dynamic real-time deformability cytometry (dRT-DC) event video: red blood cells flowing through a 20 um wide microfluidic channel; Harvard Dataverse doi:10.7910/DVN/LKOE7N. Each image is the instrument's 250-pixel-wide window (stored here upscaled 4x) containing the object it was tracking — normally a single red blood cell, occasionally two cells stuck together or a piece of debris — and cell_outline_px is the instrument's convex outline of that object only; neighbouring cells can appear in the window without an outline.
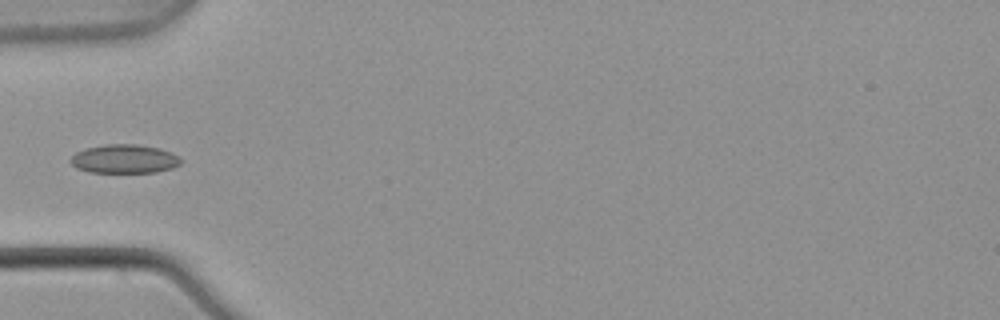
{"species": "common noctule bat (a hibernating species)", "species_latin": "Nyctalus noctula", "temperature_condition": "warm", "stored_images_in_passage": 7, "camera_frame_rate_fps": 3000, "um_per_image_px": 0.085, "animal": {"sex": "male", "body_mass_g": 21.5, "forearm_length_mm": 52.0}, "frame": {"image": 1, "passage_image": 7, "time_ms": 2.0, "image_size_px": [1000, 320], "cell_outline_px": [[184, 160], [180, 164], [172, 168], [156, 172], [88, 172], [76, 168], [68, 160], [76, 152], [88, 148], [104, 144], [136, 144], [160, 148], [172, 152]], "centroid_in_image_um": [10.59, 13.5], "position_along_channel_um": 74.4, "area_um2": 18.61}}